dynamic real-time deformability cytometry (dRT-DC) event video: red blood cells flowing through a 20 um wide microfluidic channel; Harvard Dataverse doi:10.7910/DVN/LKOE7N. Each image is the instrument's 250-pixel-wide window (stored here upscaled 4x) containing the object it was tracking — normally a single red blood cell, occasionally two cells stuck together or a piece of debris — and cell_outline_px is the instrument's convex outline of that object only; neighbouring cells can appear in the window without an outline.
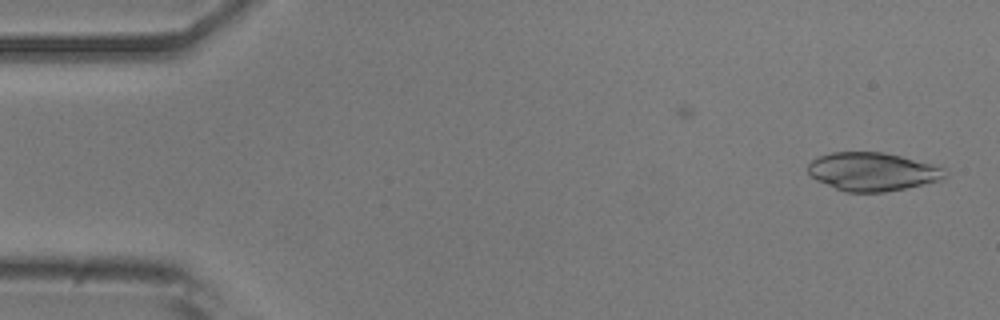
{"species": "common noctule bat (a hibernating species)", "species_latin": "Nyctalus noctula", "temperature_condition": "room temperature", "stored_images_in_passage": 16, "camera_frame_rate_fps": 3000, "um_per_image_px": 0.085, "animal": {"sex": "male", "body_mass_g": 20.5, "forearm_length_mm": 52.5}, "frame": {"image": 1, "passage_image": 1, "time_ms": 0.0, "image_size_px": [1000, 320], "cell_outline_px": [[948, 176], [940, 180], [904, 188], [884, 192], [844, 192], [816, 180], [808, 172], [808, 164], [812, 160], [820, 156], [832, 152], [884, 152], [948, 168]], "centroid_in_image_um": [74.18, 14.59], "position_along_channel_um": 10.8, "area_um2": 30.63}}
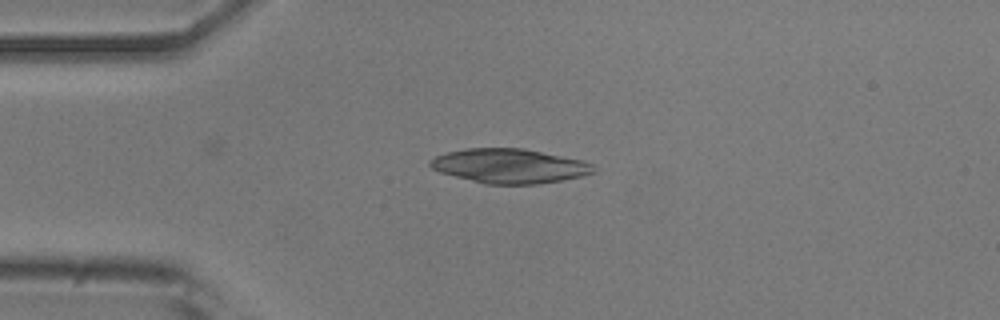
{"frame": {"image": 2, "passage_image": 11, "time_ms": 3.333, "image_size_px": [1000, 320], "cell_outline_px": [[596, 172], [580, 176], [560, 180], [536, 184], [484, 184], [440, 172], [432, 168], [428, 164], [428, 160], [436, 156], [448, 152], [464, 148], [524, 148], [584, 160], [592, 164], [596, 168]], "centroid_in_image_um": [43.31, 14.1], "position_along_channel_um": 41.7, "area_um2": 32.83}}